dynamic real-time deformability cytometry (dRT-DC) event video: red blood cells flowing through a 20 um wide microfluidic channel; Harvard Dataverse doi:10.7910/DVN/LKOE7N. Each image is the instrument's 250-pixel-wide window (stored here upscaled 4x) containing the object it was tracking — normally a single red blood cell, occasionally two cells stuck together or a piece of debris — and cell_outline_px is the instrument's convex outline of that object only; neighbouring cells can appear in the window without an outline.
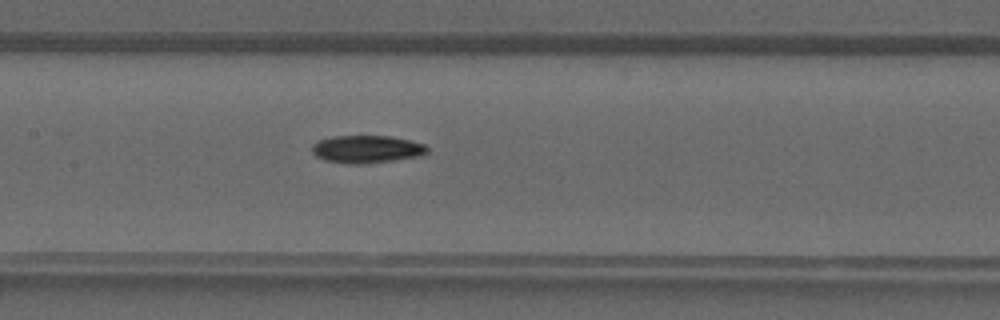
{"species": "common noctule bat (a hibernating species)", "species_latin": "Nyctalus noctula", "temperature_condition": "warm", "stored_images_in_passage": 36, "camera_frame_rate_fps": 3000, "um_per_image_px": 0.085, "animal": {"sex": "male", "forearm_length_mm": 52.5}, "frame": {"image": 1, "passage_image": 15, "time_ms": 4.667, "image_size_px": [1000, 320], "cell_outline_px": [[428, 152], [420, 156], [364, 164], [348, 164], [324, 160], [316, 156], [312, 152], [312, 144], [320, 140], [332, 136], [388, 136], [408, 140], [424, 144], [428, 148]], "centroid_in_image_um": [31.15, 12.68], "position_along_channel_um": 176.3, "area_um2": 18.5}}
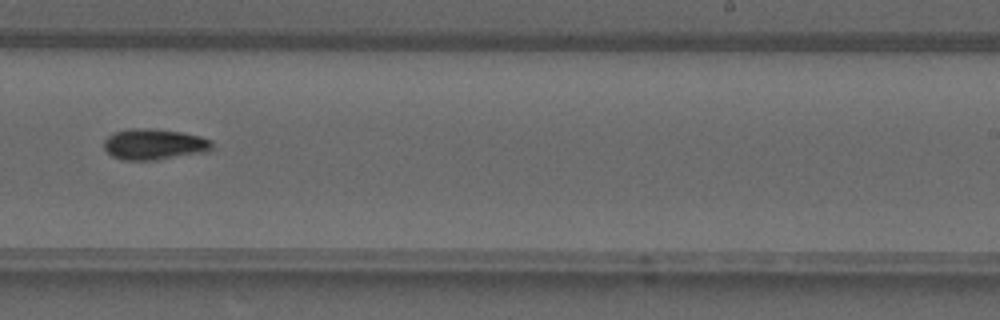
{"frame": {"image": 2, "passage_image": 21, "time_ms": 6.667, "image_size_px": [1000, 320], "cell_outline_px": [[212, 148], [204, 152], [156, 160], [120, 160], [112, 156], [104, 148], [104, 140], [108, 136], [116, 132], [128, 128], [148, 128], [184, 132], [200, 136], [212, 140]], "centroid_in_image_um": [13.09, 12.26], "position_along_channel_um": 275.9, "area_um2": 19.54}}
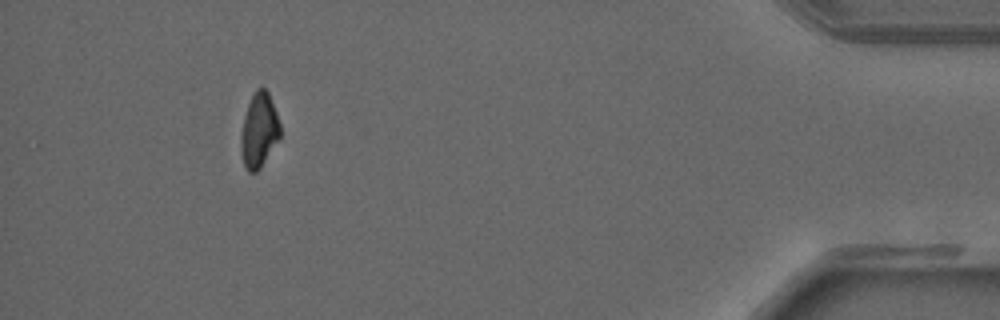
{"frame": {"image": 3, "passage_image": 33, "time_ms": 10.667, "image_size_px": [1000, 320], "cell_outline_px": [[280, 140], [260, 168], [256, 172], [248, 172], [244, 164], [240, 152], [240, 136], [244, 116], [248, 104], [256, 88], [264, 88], [268, 92], [276, 112], [280, 124]], "centroid_in_image_um": [22.02, 11.11], "position_along_channel_um": 413.2, "area_um2": 17.17}}